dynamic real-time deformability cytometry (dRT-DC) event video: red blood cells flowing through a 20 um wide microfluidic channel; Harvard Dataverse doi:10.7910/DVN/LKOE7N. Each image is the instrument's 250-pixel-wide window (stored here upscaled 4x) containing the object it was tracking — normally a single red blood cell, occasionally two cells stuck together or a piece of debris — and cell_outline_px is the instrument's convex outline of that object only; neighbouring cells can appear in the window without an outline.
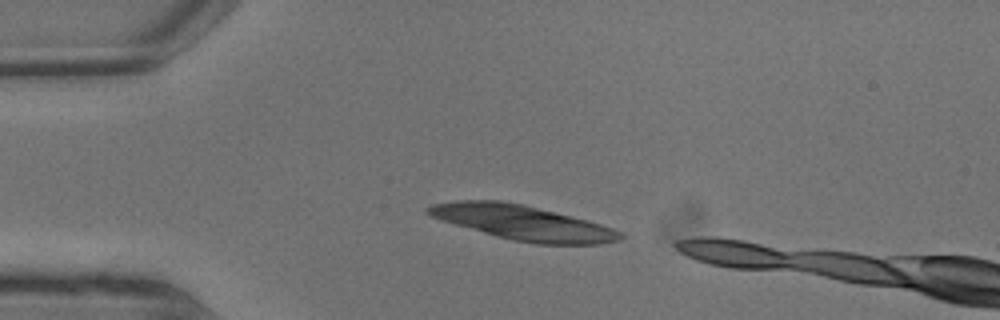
{"species": "common noctule bat (a hibernating species)", "species_latin": "Nyctalus noctula", "temperature_condition": "warm", "stored_images_in_passage": 3, "camera_frame_rate_fps": 3000, "um_per_image_px": 0.085, "animal": {"sex": "male", "body_mass_g": 13.3}, "frame": {"image": 1, "passage_image": 1, "time_ms": 0.0, "image_size_px": [1000, 320], "cell_outline_px": [[624, 236], [620, 240], [600, 244], [536, 244], [512, 240], [440, 220], [424, 212], [424, 208], [432, 204], [456, 200], [500, 200], [524, 204], [588, 220], [612, 228], [620, 232]], "centroid_in_image_um": [44.41, 18.91], "position_along_channel_um": 40.6, "area_um2": 38.78}}